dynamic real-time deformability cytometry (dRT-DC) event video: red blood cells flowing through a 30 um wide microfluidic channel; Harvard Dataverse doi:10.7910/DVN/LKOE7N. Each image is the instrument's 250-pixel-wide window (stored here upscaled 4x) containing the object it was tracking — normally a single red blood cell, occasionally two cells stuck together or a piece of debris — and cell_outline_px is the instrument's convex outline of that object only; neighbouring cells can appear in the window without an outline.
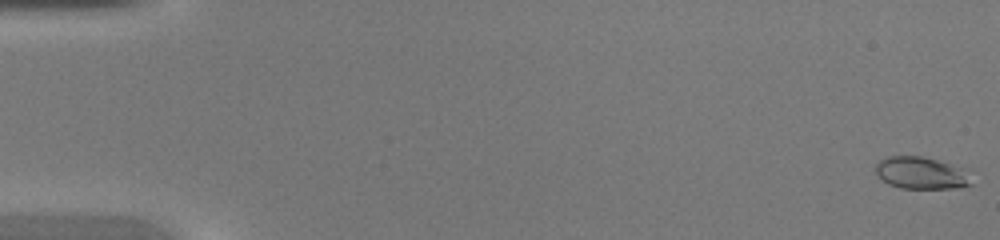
{"species": "common noctule bat (a hibernating species)", "species_latin": "Nyctalus noctula", "temperature_condition": "warm", "stored_images_in_passage": 46, "camera_frame_rate_fps": 3000, "um_per_image_px": 0.085, "animal": {"sex": "female", "body_mass_g": 20.0, "forearm_length_mm": 54.0}, "frame": {"image": 1, "passage_image": 1, "time_ms": 0.0, "image_size_px": [1000, 240], "cell_outline_px": [[972, 184], [960, 188], [900, 188], [888, 184], [876, 176], [876, 164], [880, 160], [888, 156], [920, 156], [968, 168]], "centroid_in_image_um": [78.33, 14.71], "position_along_channel_um": 6.7, "area_um2": 18.21}}
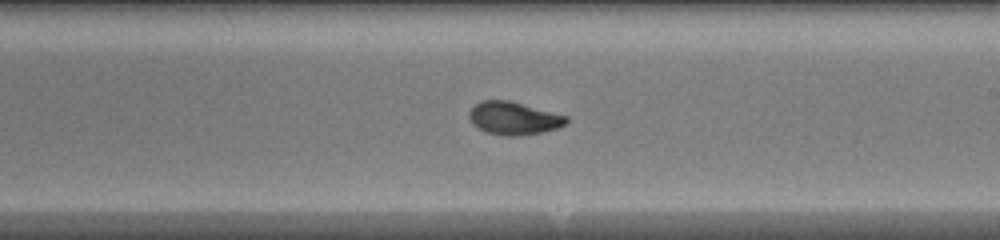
{"frame": {"image": 2, "passage_image": 28, "time_ms": 9.0, "image_size_px": [1000, 240], "cell_outline_px": [[568, 120], [564, 124], [556, 128], [540, 132], [520, 136], [504, 136], [484, 132], [472, 124], [468, 116], [468, 112], [480, 100], [508, 100], [568, 116]], "centroid_in_image_um": [43.61, 10.05], "position_along_channel_um": 245.4, "area_um2": 18.61}}
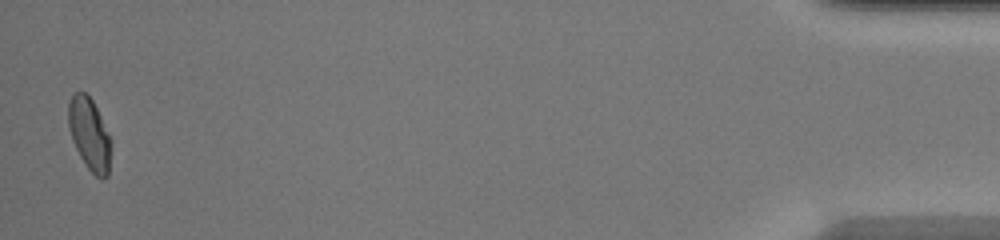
{"frame": {"image": 3, "passage_image": 46, "time_ms": 15.0, "image_size_px": [1000, 240], "cell_outline_px": [[112, 144], [108, 176], [104, 180], [100, 180], [84, 164], [72, 140], [68, 128], [68, 104], [72, 96], [76, 92], [84, 92], [92, 100], [100, 116]], "centroid_in_image_um": [7.6, 11.46], "position_along_channel_um": 427.6, "area_um2": 17.92}}